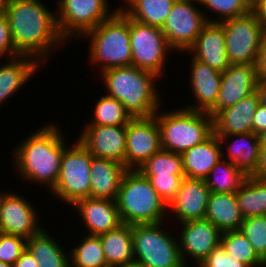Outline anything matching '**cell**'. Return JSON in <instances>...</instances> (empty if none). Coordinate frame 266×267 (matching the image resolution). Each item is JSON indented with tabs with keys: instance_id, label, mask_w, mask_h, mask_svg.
<instances>
[{
	"instance_id": "ab89813d",
	"label": "cell",
	"mask_w": 266,
	"mask_h": 267,
	"mask_svg": "<svg viewBox=\"0 0 266 267\" xmlns=\"http://www.w3.org/2000/svg\"><path fill=\"white\" fill-rule=\"evenodd\" d=\"M25 238L0 232V261L13 265L26 248Z\"/></svg>"
},
{
	"instance_id": "603a6c76",
	"label": "cell",
	"mask_w": 266,
	"mask_h": 267,
	"mask_svg": "<svg viewBox=\"0 0 266 267\" xmlns=\"http://www.w3.org/2000/svg\"><path fill=\"white\" fill-rule=\"evenodd\" d=\"M127 170L116 161L94 157L90 165V198L116 201L121 180Z\"/></svg>"
},
{
	"instance_id": "52a82bcc",
	"label": "cell",
	"mask_w": 266,
	"mask_h": 267,
	"mask_svg": "<svg viewBox=\"0 0 266 267\" xmlns=\"http://www.w3.org/2000/svg\"><path fill=\"white\" fill-rule=\"evenodd\" d=\"M163 223L132 225L135 261L144 267H186L178 238L166 232Z\"/></svg>"
},
{
	"instance_id": "816d5d0a",
	"label": "cell",
	"mask_w": 266,
	"mask_h": 267,
	"mask_svg": "<svg viewBox=\"0 0 266 267\" xmlns=\"http://www.w3.org/2000/svg\"><path fill=\"white\" fill-rule=\"evenodd\" d=\"M115 267H144V266L135 261L132 263H127V264H123V265H119V266H115Z\"/></svg>"
},
{
	"instance_id": "b9f144b4",
	"label": "cell",
	"mask_w": 266,
	"mask_h": 267,
	"mask_svg": "<svg viewBox=\"0 0 266 267\" xmlns=\"http://www.w3.org/2000/svg\"><path fill=\"white\" fill-rule=\"evenodd\" d=\"M7 55L8 59L20 56L15 50L8 18L6 14L0 9V59Z\"/></svg>"
},
{
	"instance_id": "1f68e13d",
	"label": "cell",
	"mask_w": 266,
	"mask_h": 267,
	"mask_svg": "<svg viewBox=\"0 0 266 267\" xmlns=\"http://www.w3.org/2000/svg\"><path fill=\"white\" fill-rule=\"evenodd\" d=\"M246 175L227 159H220L205 179L212 193H235L243 184Z\"/></svg>"
},
{
	"instance_id": "db71d44e",
	"label": "cell",
	"mask_w": 266,
	"mask_h": 267,
	"mask_svg": "<svg viewBox=\"0 0 266 267\" xmlns=\"http://www.w3.org/2000/svg\"><path fill=\"white\" fill-rule=\"evenodd\" d=\"M6 0H0V9L2 8V6L4 5V2H5Z\"/></svg>"
},
{
	"instance_id": "5b68a950",
	"label": "cell",
	"mask_w": 266,
	"mask_h": 267,
	"mask_svg": "<svg viewBox=\"0 0 266 267\" xmlns=\"http://www.w3.org/2000/svg\"><path fill=\"white\" fill-rule=\"evenodd\" d=\"M116 203L122 223L128 225L165 222L170 210L138 169H128L123 175Z\"/></svg>"
},
{
	"instance_id": "ffe728a7",
	"label": "cell",
	"mask_w": 266,
	"mask_h": 267,
	"mask_svg": "<svg viewBox=\"0 0 266 267\" xmlns=\"http://www.w3.org/2000/svg\"><path fill=\"white\" fill-rule=\"evenodd\" d=\"M190 61L189 84L196 103L192 102L184 108L209 112L216 104L221 88L222 73L195 58L191 57Z\"/></svg>"
},
{
	"instance_id": "7a4b0ae2",
	"label": "cell",
	"mask_w": 266,
	"mask_h": 267,
	"mask_svg": "<svg viewBox=\"0 0 266 267\" xmlns=\"http://www.w3.org/2000/svg\"><path fill=\"white\" fill-rule=\"evenodd\" d=\"M56 124L47 123L15 148L14 170L26 181L44 184L51 192L59 178L61 158L66 146V139ZM16 159V160H15Z\"/></svg>"
},
{
	"instance_id": "9a60e30c",
	"label": "cell",
	"mask_w": 266,
	"mask_h": 267,
	"mask_svg": "<svg viewBox=\"0 0 266 267\" xmlns=\"http://www.w3.org/2000/svg\"><path fill=\"white\" fill-rule=\"evenodd\" d=\"M180 224L182 225L181 232L177 234V237L182 260L186 267L189 266L188 262L193 260L199 267L210 252L220 245L222 232L206 219L191 220Z\"/></svg>"
},
{
	"instance_id": "836d02e7",
	"label": "cell",
	"mask_w": 266,
	"mask_h": 267,
	"mask_svg": "<svg viewBox=\"0 0 266 267\" xmlns=\"http://www.w3.org/2000/svg\"><path fill=\"white\" fill-rule=\"evenodd\" d=\"M220 244L229 255L243 262L247 267H266V263L258 256L252 244L240 230L223 232Z\"/></svg>"
},
{
	"instance_id": "d6986e66",
	"label": "cell",
	"mask_w": 266,
	"mask_h": 267,
	"mask_svg": "<svg viewBox=\"0 0 266 267\" xmlns=\"http://www.w3.org/2000/svg\"><path fill=\"white\" fill-rule=\"evenodd\" d=\"M72 207L78 209L84 227L89 232L86 235L99 236L123 224L114 200L87 197L77 200Z\"/></svg>"
},
{
	"instance_id": "83f0119b",
	"label": "cell",
	"mask_w": 266,
	"mask_h": 267,
	"mask_svg": "<svg viewBox=\"0 0 266 267\" xmlns=\"http://www.w3.org/2000/svg\"><path fill=\"white\" fill-rule=\"evenodd\" d=\"M46 231L44 227L28 238L26 249L33 255L39 267H70V253H66V248H62L60 242Z\"/></svg>"
},
{
	"instance_id": "7bdbcfd3",
	"label": "cell",
	"mask_w": 266,
	"mask_h": 267,
	"mask_svg": "<svg viewBox=\"0 0 266 267\" xmlns=\"http://www.w3.org/2000/svg\"><path fill=\"white\" fill-rule=\"evenodd\" d=\"M266 129V106L259 103L252 121V132L259 134Z\"/></svg>"
},
{
	"instance_id": "bcb514c9",
	"label": "cell",
	"mask_w": 266,
	"mask_h": 267,
	"mask_svg": "<svg viewBox=\"0 0 266 267\" xmlns=\"http://www.w3.org/2000/svg\"><path fill=\"white\" fill-rule=\"evenodd\" d=\"M13 267H39L33 255L25 248L20 258L12 265Z\"/></svg>"
},
{
	"instance_id": "f6af8a7d",
	"label": "cell",
	"mask_w": 266,
	"mask_h": 267,
	"mask_svg": "<svg viewBox=\"0 0 266 267\" xmlns=\"http://www.w3.org/2000/svg\"><path fill=\"white\" fill-rule=\"evenodd\" d=\"M250 176L254 178L266 179V146L260 147L258 164L255 171Z\"/></svg>"
},
{
	"instance_id": "2e32d148",
	"label": "cell",
	"mask_w": 266,
	"mask_h": 267,
	"mask_svg": "<svg viewBox=\"0 0 266 267\" xmlns=\"http://www.w3.org/2000/svg\"><path fill=\"white\" fill-rule=\"evenodd\" d=\"M258 82L255 64H230L228 69L222 72L220 92L215 106L208 114L214 118L221 110L235 105L255 92Z\"/></svg>"
},
{
	"instance_id": "4316f807",
	"label": "cell",
	"mask_w": 266,
	"mask_h": 267,
	"mask_svg": "<svg viewBox=\"0 0 266 267\" xmlns=\"http://www.w3.org/2000/svg\"><path fill=\"white\" fill-rule=\"evenodd\" d=\"M205 219L222 233L239 230L243 222L235 193H212L209 196Z\"/></svg>"
},
{
	"instance_id": "277c9868",
	"label": "cell",
	"mask_w": 266,
	"mask_h": 267,
	"mask_svg": "<svg viewBox=\"0 0 266 267\" xmlns=\"http://www.w3.org/2000/svg\"><path fill=\"white\" fill-rule=\"evenodd\" d=\"M90 39V65L100 66V73L114 67L132 66L130 18L119 9L80 38Z\"/></svg>"
},
{
	"instance_id": "d6a6232c",
	"label": "cell",
	"mask_w": 266,
	"mask_h": 267,
	"mask_svg": "<svg viewBox=\"0 0 266 267\" xmlns=\"http://www.w3.org/2000/svg\"><path fill=\"white\" fill-rule=\"evenodd\" d=\"M93 110V118L86 123L92 126H127L132 117L125 110L124 105L107 94L97 100Z\"/></svg>"
},
{
	"instance_id": "e0dca14e",
	"label": "cell",
	"mask_w": 266,
	"mask_h": 267,
	"mask_svg": "<svg viewBox=\"0 0 266 267\" xmlns=\"http://www.w3.org/2000/svg\"><path fill=\"white\" fill-rule=\"evenodd\" d=\"M82 131L78 139L93 157L113 160L125 166L126 126L84 125Z\"/></svg>"
},
{
	"instance_id": "f35d334b",
	"label": "cell",
	"mask_w": 266,
	"mask_h": 267,
	"mask_svg": "<svg viewBox=\"0 0 266 267\" xmlns=\"http://www.w3.org/2000/svg\"><path fill=\"white\" fill-rule=\"evenodd\" d=\"M156 190L158 195L168 204L177 194L185 174H143Z\"/></svg>"
},
{
	"instance_id": "11a10c76",
	"label": "cell",
	"mask_w": 266,
	"mask_h": 267,
	"mask_svg": "<svg viewBox=\"0 0 266 267\" xmlns=\"http://www.w3.org/2000/svg\"><path fill=\"white\" fill-rule=\"evenodd\" d=\"M0 204H1V201H2V191H0Z\"/></svg>"
},
{
	"instance_id": "d4e9b609",
	"label": "cell",
	"mask_w": 266,
	"mask_h": 267,
	"mask_svg": "<svg viewBox=\"0 0 266 267\" xmlns=\"http://www.w3.org/2000/svg\"><path fill=\"white\" fill-rule=\"evenodd\" d=\"M222 145L213 133L203 143L184 151L183 169L185 177L205 180L215 164L222 159Z\"/></svg>"
},
{
	"instance_id": "ee69618b",
	"label": "cell",
	"mask_w": 266,
	"mask_h": 267,
	"mask_svg": "<svg viewBox=\"0 0 266 267\" xmlns=\"http://www.w3.org/2000/svg\"><path fill=\"white\" fill-rule=\"evenodd\" d=\"M255 65L259 80L266 79V32L263 36Z\"/></svg>"
},
{
	"instance_id": "ac0fdd59",
	"label": "cell",
	"mask_w": 266,
	"mask_h": 267,
	"mask_svg": "<svg viewBox=\"0 0 266 267\" xmlns=\"http://www.w3.org/2000/svg\"><path fill=\"white\" fill-rule=\"evenodd\" d=\"M210 194L205 180L185 177L168 209L176 214L179 223L205 219Z\"/></svg>"
},
{
	"instance_id": "9c48e42d",
	"label": "cell",
	"mask_w": 266,
	"mask_h": 267,
	"mask_svg": "<svg viewBox=\"0 0 266 267\" xmlns=\"http://www.w3.org/2000/svg\"><path fill=\"white\" fill-rule=\"evenodd\" d=\"M224 29L230 64H255L265 29L254 11L219 22Z\"/></svg>"
},
{
	"instance_id": "74e56055",
	"label": "cell",
	"mask_w": 266,
	"mask_h": 267,
	"mask_svg": "<svg viewBox=\"0 0 266 267\" xmlns=\"http://www.w3.org/2000/svg\"><path fill=\"white\" fill-rule=\"evenodd\" d=\"M199 3L206 10L218 14L213 22L239 17L252 11L245 0H199Z\"/></svg>"
},
{
	"instance_id": "3957f363",
	"label": "cell",
	"mask_w": 266,
	"mask_h": 267,
	"mask_svg": "<svg viewBox=\"0 0 266 267\" xmlns=\"http://www.w3.org/2000/svg\"><path fill=\"white\" fill-rule=\"evenodd\" d=\"M107 95L119 100L132 118L150 117L161 110L155 73L134 66L109 68L101 73Z\"/></svg>"
},
{
	"instance_id": "f1b7e54d",
	"label": "cell",
	"mask_w": 266,
	"mask_h": 267,
	"mask_svg": "<svg viewBox=\"0 0 266 267\" xmlns=\"http://www.w3.org/2000/svg\"><path fill=\"white\" fill-rule=\"evenodd\" d=\"M109 267L135 262L132 225L122 224L117 229L99 235Z\"/></svg>"
},
{
	"instance_id": "484cf974",
	"label": "cell",
	"mask_w": 266,
	"mask_h": 267,
	"mask_svg": "<svg viewBox=\"0 0 266 267\" xmlns=\"http://www.w3.org/2000/svg\"><path fill=\"white\" fill-rule=\"evenodd\" d=\"M40 66L34 57L27 55L7 58L4 65L0 64V105L19 93L20 88L33 78Z\"/></svg>"
},
{
	"instance_id": "cb8c5ba5",
	"label": "cell",
	"mask_w": 266,
	"mask_h": 267,
	"mask_svg": "<svg viewBox=\"0 0 266 267\" xmlns=\"http://www.w3.org/2000/svg\"><path fill=\"white\" fill-rule=\"evenodd\" d=\"M217 137L219 138L220 144L224 145L221 148L227 147V153L222 151V158L225 159L227 155L229 162L235 164L246 175L250 176L255 171L259 160L261 147L259 135L251 132ZM229 140L232 142L228 143L227 141Z\"/></svg>"
},
{
	"instance_id": "c3c4849f",
	"label": "cell",
	"mask_w": 266,
	"mask_h": 267,
	"mask_svg": "<svg viewBox=\"0 0 266 267\" xmlns=\"http://www.w3.org/2000/svg\"><path fill=\"white\" fill-rule=\"evenodd\" d=\"M260 97V103L266 106V79L259 80L257 90Z\"/></svg>"
},
{
	"instance_id": "d590c367",
	"label": "cell",
	"mask_w": 266,
	"mask_h": 267,
	"mask_svg": "<svg viewBox=\"0 0 266 267\" xmlns=\"http://www.w3.org/2000/svg\"><path fill=\"white\" fill-rule=\"evenodd\" d=\"M138 170L142 174H185L182 155L164 149L153 154Z\"/></svg>"
},
{
	"instance_id": "60d3db41",
	"label": "cell",
	"mask_w": 266,
	"mask_h": 267,
	"mask_svg": "<svg viewBox=\"0 0 266 267\" xmlns=\"http://www.w3.org/2000/svg\"><path fill=\"white\" fill-rule=\"evenodd\" d=\"M199 267H247L235 257L229 255L220 245L215 247Z\"/></svg>"
},
{
	"instance_id": "ba28073f",
	"label": "cell",
	"mask_w": 266,
	"mask_h": 267,
	"mask_svg": "<svg viewBox=\"0 0 266 267\" xmlns=\"http://www.w3.org/2000/svg\"><path fill=\"white\" fill-rule=\"evenodd\" d=\"M93 155L80 142L63 149L60 174L54 189L55 197L72 206L77 200L90 197V165Z\"/></svg>"
},
{
	"instance_id": "6da1fadb",
	"label": "cell",
	"mask_w": 266,
	"mask_h": 267,
	"mask_svg": "<svg viewBox=\"0 0 266 267\" xmlns=\"http://www.w3.org/2000/svg\"><path fill=\"white\" fill-rule=\"evenodd\" d=\"M43 4L41 0H6L1 8L8 18L15 50L44 62L41 65L52 57L54 48L67 43L58 30L56 14Z\"/></svg>"
},
{
	"instance_id": "30bf717a",
	"label": "cell",
	"mask_w": 266,
	"mask_h": 267,
	"mask_svg": "<svg viewBox=\"0 0 266 267\" xmlns=\"http://www.w3.org/2000/svg\"><path fill=\"white\" fill-rule=\"evenodd\" d=\"M57 25L67 42L94 29L109 19L119 8L110 11L108 0H58ZM110 11V12H109Z\"/></svg>"
},
{
	"instance_id": "e575fe53",
	"label": "cell",
	"mask_w": 266,
	"mask_h": 267,
	"mask_svg": "<svg viewBox=\"0 0 266 267\" xmlns=\"http://www.w3.org/2000/svg\"><path fill=\"white\" fill-rule=\"evenodd\" d=\"M71 250L70 267H109L99 236L85 235Z\"/></svg>"
},
{
	"instance_id": "7c38bea8",
	"label": "cell",
	"mask_w": 266,
	"mask_h": 267,
	"mask_svg": "<svg viewBox=\"0 0 266 267\" xmlns=\"http://www.w3.org/2000/svg\"><path fill=\"white\" fill-rule=\"evenodd\" d=\"M198 6L199 0H176L173 4L161 28L173 50L187 52L204 26L208 22H213V19Z\"/></svg>"
},
{
	"instance_id": "f907efd6",
	"label": "cell",
	"mask_w": 266,
	"mask_h": 267,
	"mask_svg": "<svg viewBox=\"0 0 266 267\" xmlns=\"http://www.w3.org/2000/svg\"><path fill=\"white\" fill-rule=\"evenodd\" d=\"M260 139V146H266V129L258 134Z\"/></svg>"
},
{
	"instance_id": "8fae6325",
	"label": "cell",
	"mask_w": 266,
	"mask_h": 267,
	"mask_svg": "<svg viewBox=\"0 0 266 267\" xmlns=\"http://www.w3.org/2000/svg\"><path fill=\"white\" fill-rule=\"evenodd\" d=\"M132 66L163 77L169 46L160 27L145 25L130 18ZM166 61V62H165ZM163 72V73H162Z\"/></svg>"
},
{
	"instance_id": "4fadbf2b",
	"label": "cell",
	"mask_w": 266,
	"mask_h": 267,
	"mask_svg": "<svg viewBox=\"0 0 266 267\" xmlns=\"http://www.w3.org/2000/svg\"><path fill=\"white\" fill-rule=\"evenodd\" d=\"M161 149V133L155 116L132 118L126 126L125 167L138 169Z\"/></svg>"
},
{
	"instance_id": "f5cc1de1",
	"label": "cell",
	"mask_w": 266,
	"mask_h": 267,
	"mask_svg": "<svg viewBox=\"0 0 266 267\" xmlns=\"http://www.w3.org/2000/svg\"><path fill=\"white\" fill-rule=\"evenodd\" d=\"M0 267H13L11 264L4 263L0 261Z\"/></svg>"
},
{
	"instance_id": "44dd1931",
	"label": "cell",
	"mask_w": 266,
	"mask_h": 267,
	"mask_svg": "<svg viewBox=\"0 0 266 267\" xmlns=\"http://www.w3.org/2000/svg\"><path fill=\"white\" fill-rule=\"evenodd\" d=\"M191 57L224 72L230 66L226 53L225 33L219 22H208L194 44L187 50Z\"/></svg>"
},
{
	"instance_id": "f546056e",
	"label": "cell",
	"mask_w": 266,
	"mask_h": 267,
	"mask_svg": "<svg viewBox=\"0 0 266 267\" xmlns=\"http://www.w3.org/2000/svg\"><path fill=\"white\" fill-rule=\"evenodd\" d=\"M175 2L176 0H124L126 6L121 5L120 9L139 23L162 28Z\"/></svg>"
},
{
	"instance_id": "4dcf8cb0",
	"label": "cell",
	"mask_w": 266,
	"mask_h": 267,
	"mask_svg": "<svg viewBox=\"0 0 266 267\" xmlns=\"http://www.w3.org/2000/svg\"><path fill=\"white\" fill-rule=\"evenodd\" d=\"M235 195L243 218L266 215V179L247 176Z\"/></svg>"
},
{
	"instance_id": "7dc6e473",
	"label": "cell",
	"mask_w": 266,
	"mask_h": 267,
	"mask_svg": "<svg viewBox=\"0 0 266 267\" xmlns=\"http://www.w3.org/2000/svg\"><path fill=\"white\" fill-rule=\"evenodd\" d=\"M266 31V0L253 10Z\"/></svg>"
},
{
	"instance_id": "8d00e7d4",
	"label": "cell",
	"mask_w": 266,
	"mask_h": 267,
	"mask_svg": "<svg viewBox=\"0 0 266 267\" xmlns=\"http://www.w3.org/2000/svg\"><path fill=\"white\" fill-rule=\"evenodd\" d=\"M239 230L266 263V215L244 218Z\"/></svg>"
},
{
	"instance_id": "8992f818",
	"label": "cell",
	"mask_w": 266,
	"mask_h": 267,
	"mask_svg": "<svg viewBox=\"0 0 266 267\" xmlns=\"http://www.w3.org/2000/svg\"><path fill=\"white\" fill-rule=\"evenodd\" d=\"M154 115L161 133L162 149L182 154L203 143L213 133V117L208 112L179 108Z\"/></svg>"
},
{
	"instance_id": "7402d4cb",
	"label": "cell",
	"mask_w": 266,
	"mask_h": 267,
	"mask_svg": "<svg viewBox=\"0 0 266 267\" xmlns=\"http://www.w3.org/2000/svg\"><path fill=\"white\" fill-rule=\"evenodd\" d=\"M260 103L257 91L243 98L235 105L221 110L213 118L214 133L217 136L252 132V121Z\"/></svg>"
},
{
	"instance_id": "5bb4252c",
	"label": "cell",
	"mask_w": 266,
	"mask_h": 267,
	"mask_svg": "<svg viewBox=\"0 0 266 267\" xmlns=\"http://www.w3.org/2000/svg\"><path fill=\"white\" fill-rule=\"evenodd\" d=\"M37 207L23 196L11 192H2L0 204V232L21 236L25 239L39 233L44 226H40V216ZM39 221V222H38Z\"/></svg>"
},
{
	"instance_id": "681fc988",
	"label": "cell",
	"mask_w": 266,
	"mask_h": 267,
	"mask_svg": "<svg viewBox=\"0 0 266 267\" xmlns=\"http://www.w3.org/2000/svg\"><path fill=\"white\" fill-rule=\"evenodd\" d=\"M249 8L253 11L257 6H259L265 0H245Z\"/></svg>"
}]
</instances>
